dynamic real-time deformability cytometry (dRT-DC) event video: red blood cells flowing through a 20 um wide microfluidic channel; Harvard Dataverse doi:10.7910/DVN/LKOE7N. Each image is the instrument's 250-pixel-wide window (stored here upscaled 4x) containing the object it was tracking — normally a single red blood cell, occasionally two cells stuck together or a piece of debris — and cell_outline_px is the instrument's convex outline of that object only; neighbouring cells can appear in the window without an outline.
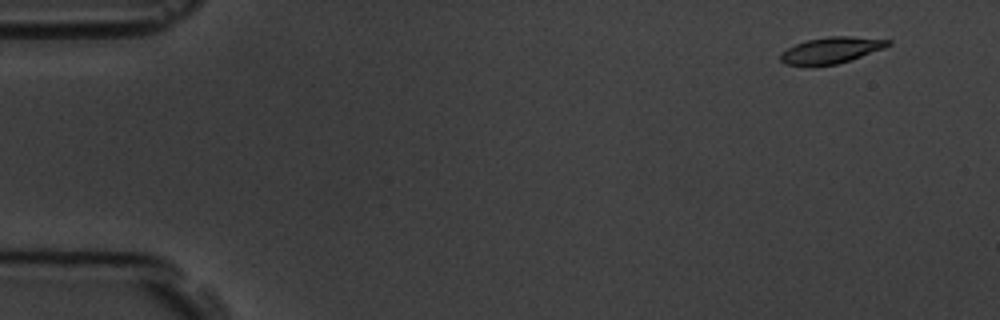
{"species": "common noctule bat (a hibernating species)", "species_latin": "Nyctalus noctula", "temperature_condition": "room temperature", "stored_images_in_passage": 10, "camera_frame_rate_fps": 3000, "um_per_image_px": 0.085, "animal": {"sex": "male", "body_mass_g": 19.5, "forearm_length_mm": 54.6}, "frame": {"image": 1, "passage_image": 1, "time_ms": 0.0, "image_size_px": [1000, 320], "cell_outline_px": [[892, 44], [884, 48], [836, 64], [816, 68], [784, 64], [780, 60], [780, 52], [796, 44], [808, 40], [828, 36], [852, 36], [892, 40]], "centroid_in_image_um": [70.6, 4.3], "position_along_channel_um": 14.4, "area_um2": 16.76}}
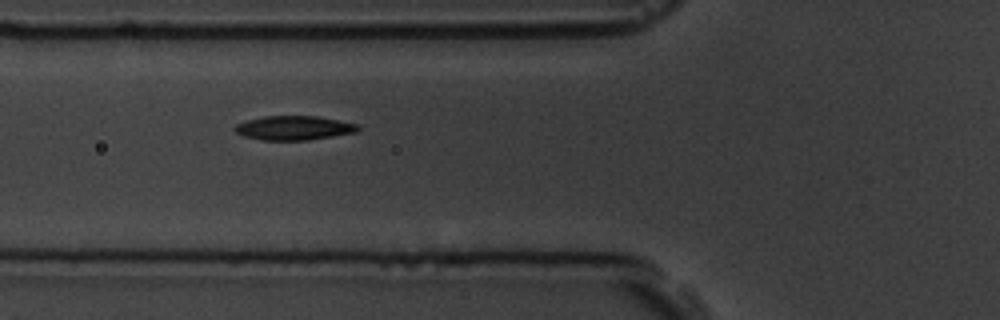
{"frame": {"image": 2, "passage_image": 6, "time_ms": 5.667, "image_size_px": [1000, 320], "cell_outline_px": [[360, 132], [308, 140], [260, 140], [244, 136], [236, 132], [232, 128], [236, 124], [248, 120], [264, 116], [316, 116], [360, 124]], "centroid_in_image_um": [25.02, 10.88], "position_along_channel_um": 100.8, "area_um2": 17.51}}
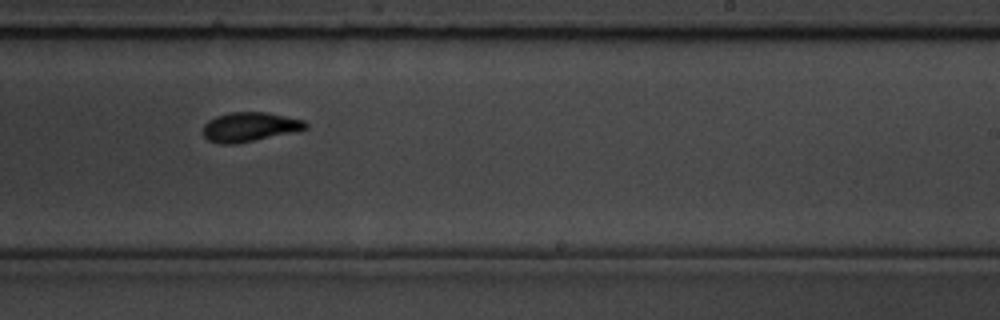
{"frame": {"image": 3, "passage_image": 10, "time_ms": 10.333, "image_size_px": [1000, 320], "cell_outline_px": [[308, 128], [292, 132], [236, 144], [220, 144], [208, 140], [204, 136], [204, 124], [208, 120], [216, 116], [228, 112], [264, 112], [304, 120], [308, 124]], "centroid_in_image_um": [21.19, 10.78], "position_along_channel_um": 267.8, "area_um2": 17.4}}